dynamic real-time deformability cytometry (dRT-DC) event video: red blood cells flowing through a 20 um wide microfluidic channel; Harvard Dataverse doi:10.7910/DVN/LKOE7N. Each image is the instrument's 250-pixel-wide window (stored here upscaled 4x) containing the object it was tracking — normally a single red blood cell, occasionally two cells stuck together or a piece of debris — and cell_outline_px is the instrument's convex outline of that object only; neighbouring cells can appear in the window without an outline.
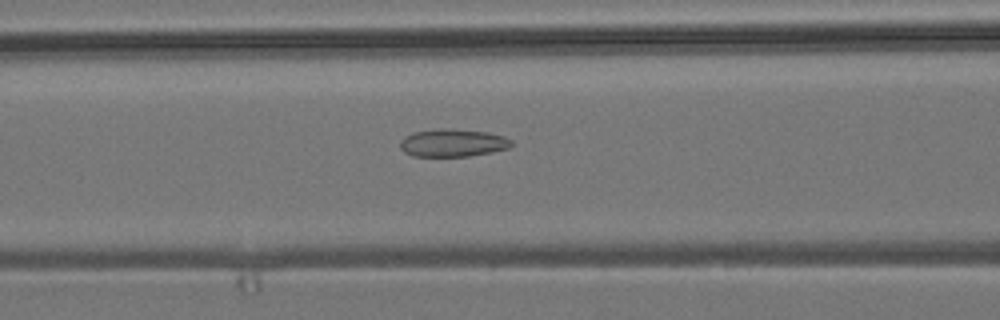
{"species": "common noctule bat (a hibernating species)", "species_latin": "Nyctalus noctula", "temperature_condition": "room temperature", "stored_images_in_passage": 40, "camera_frame_rate_fps": 3000, "um_per_image_px": 0.085, "animal": {"sex": "male", "body_mass_g": 19.2, "forearm_length_mm": 51.8}, "frame": {"image": 1, "passage_image": 9, "time_ms": 2.667, "image_size_px": [1000, 320], "cell_outline_px": [[512, 144], [508, 148], [492, 152], [468, 156], [412, 156], [404, 152], [400, 148], [400, 140], [404, 136], [412, 132], [440, 128], [488, 132], [504, 136], [512, 140]], "centroid_in_image_um": [38.46, 12.14], "position_along_channel_um": 128.1, "area_um2": 18.03}}
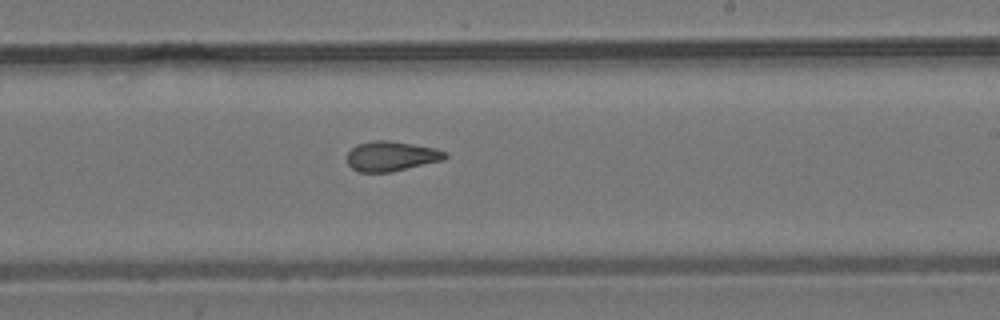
{"frame": {"image": 2, "passage_image": 19, "time_ms": 6.0, "image_size_px": [1000, 320], "cell_outline_px": [[448, 156], [444, 160], [392, 172], [360, 172], [352, 168], [348, 164], [348, 152], [356, 144], [372, 140], [388, 140], [436, 148], [448, 152]], "centroid_in_image_um": [33.29, 13.27], "position_along_channel_um": 255.7, "area_um2": 17.22}}
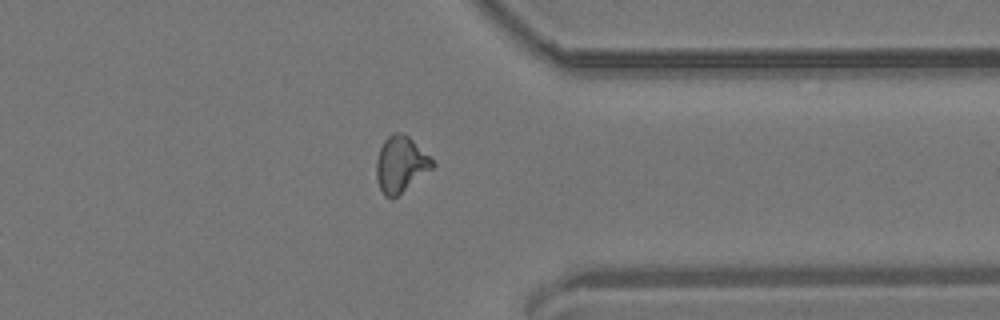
{"frame": {"image": 3, "passage_image": 29, "time_ms": 9.333, "image_size_px": [1000, 320], "cell_outline_px": [[436, 164], [432, 168], [396, 196], [384, 196], [380, 188], [376, 176], [376, 160], [380, 148], [384, 140], [388, 136], [396, 132], [400, 132], [408, 136]], "centroid_in_image_um": [34.03, 13.94], "position_along_channel_um": 377.4, "area_um2": 17.69}, "authors_computed_cell_mechanics": {"area_um2": 17.5712, "velocity_mm_per_s": 3.8346, "shape_relaxation_time_tau1_ms": null, "shape_relaxation_time_tau2_ms": 1.9981, "deformation_change_tau1": null, "deformation_change_tau2": 0.0941}}